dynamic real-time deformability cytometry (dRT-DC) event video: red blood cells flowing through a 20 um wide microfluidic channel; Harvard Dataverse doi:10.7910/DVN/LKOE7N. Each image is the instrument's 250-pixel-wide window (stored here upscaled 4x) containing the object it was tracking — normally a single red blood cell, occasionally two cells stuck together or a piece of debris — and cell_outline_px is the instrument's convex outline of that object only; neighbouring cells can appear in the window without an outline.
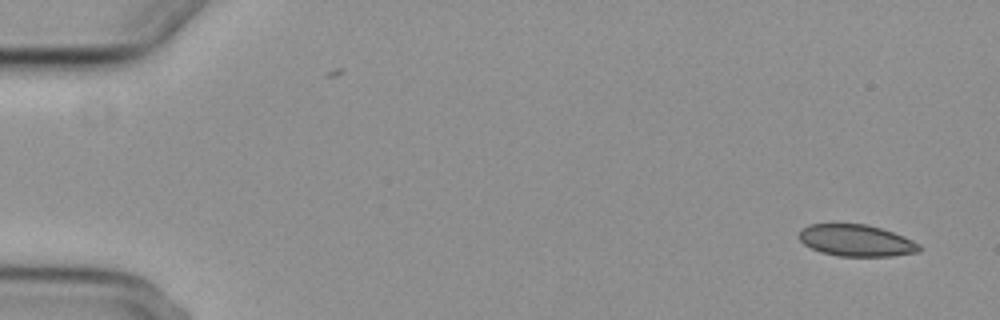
{"species": "common noctule bat (a hibernating species)", "species_latin": "Nyctalus noctula", "temperature_condition": "cold", "stored_images_in_passage": 6, "segment_of_instrument_passage": [1, 2], "camera_frame_rate_fps": 3000, "um_per_image_px": 0.085, "animal": {"sex": "female", "body_mass_g": 29.2, "forearm_length_mm": 56.3}, "frame": {"image": 1, "passage_image": 1, "time_ms": 0.0, "image_size_px": [1000, 320], "cell_outline_px": [[920, 252], [892, 256], [840, 256], [820, 252], [804, 244], [800, 240], [800, 228], [808, 224], [868, 224], [904, 236], [920, 244]], "centroid_in_image_um": [72.78, 20.44], "position_along_channel_um": 12.2, "area_um2": 22.2}}